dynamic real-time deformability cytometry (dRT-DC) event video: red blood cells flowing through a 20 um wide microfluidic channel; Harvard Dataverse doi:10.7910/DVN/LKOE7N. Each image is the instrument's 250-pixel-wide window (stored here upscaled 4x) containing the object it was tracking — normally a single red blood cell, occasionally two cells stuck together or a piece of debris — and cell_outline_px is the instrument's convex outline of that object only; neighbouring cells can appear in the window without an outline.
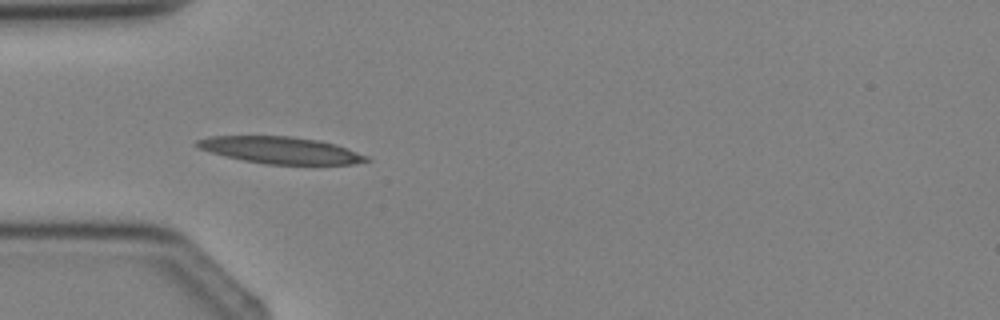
{"species": "Egyptian fruit bat (a non-hibernating species)", "species_latin": "Rousettus aegyptiacus", "temperature_condition": "cold", "stored_images_in_passage": 2, "camera_frame_rate_fps": 3000, "um_per_image_px": 0.085, "animal": {"sex": "female"}, "frame": {"image": 1, "passage_image": 2, "time_ms": 1.0, "image_size_px": [1000, 320], "cell_outline_px": [[372, 160], [352, 164], [268, 164], [244, 160], [212, 152], [200, 148], [196, 144], [196, 140], [208, 136], [292, 136], [320, 140], [368, 156]], "centroid_in_image_um": [23.86, 12.76], "position_along_channel_um": 61.1, "area_um2": 26.01}}